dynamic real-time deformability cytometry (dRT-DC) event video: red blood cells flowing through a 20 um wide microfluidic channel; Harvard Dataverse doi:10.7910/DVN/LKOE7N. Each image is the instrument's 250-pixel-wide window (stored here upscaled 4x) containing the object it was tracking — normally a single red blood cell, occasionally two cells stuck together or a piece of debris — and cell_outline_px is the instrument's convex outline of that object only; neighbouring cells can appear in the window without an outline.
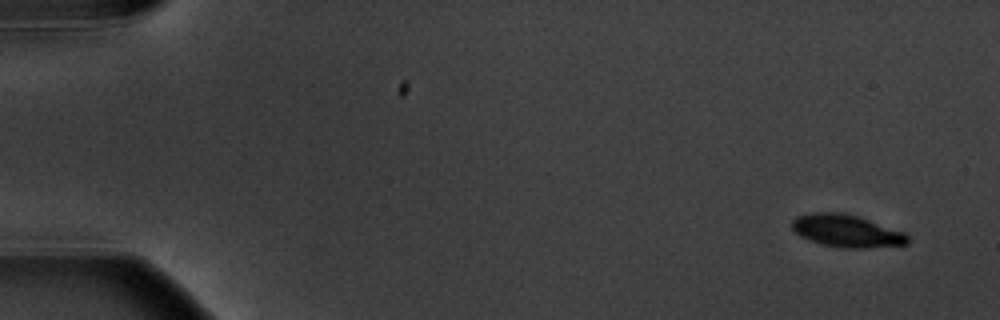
{"species": "common noctule bat (a hibernating species)", "species_latin": "Nyctalus noctula", "temperature_condition": "warm", "stored_images_in_passage": 5, "camera_frame_rate_fps": 3000, "um_per_image_px": 0.085, "animal": {"sex": "male", "body_mass_g": 20.1, "forearm_length_mm": 53.5}, "frame": {"image": 1, "passage_image": 1, "time_ms": 0.0, "image_size_px": [1000, 320], "cell_outline_px": [[908, 244], [860, 248], [844, 248], [824, 244], [800, 236], [792, 228], [792, 220], [796, 216], [812, 212], [844, 212], [904, 232], [908, 236]], "centroid_in_image_um": [71.93, 19.61], "position_along_channel_um": 13.1, "area_um2": 21.5}}
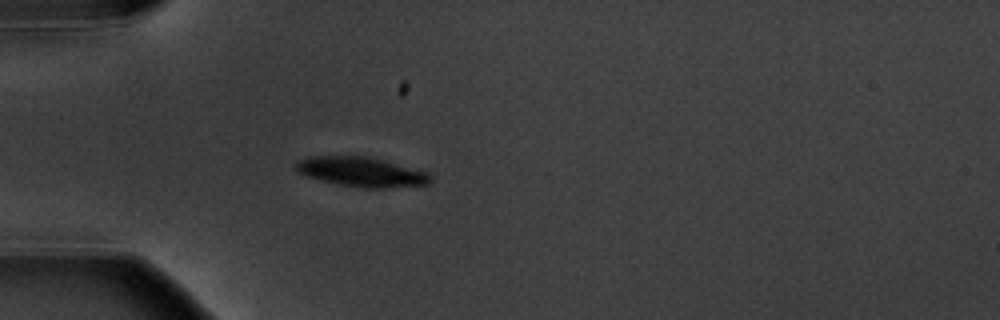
{"frame": {"image": 2, "passage_image": 5, "time_ms": 4.667, "image_size_px": [1000, 320], "cell_outline_px": [[432, 180], [428, 184], [388, 188], [364, 188], [336, 184], [304, 176], [296, 172], [292, 164], [296, 160], [308, 156], [368, 156], [428, 172], [432, 176]], "centroid_in_image_um": [30.64, 14.61], "position_along_channel_um": 54.4, "area_um2": 23.64}}